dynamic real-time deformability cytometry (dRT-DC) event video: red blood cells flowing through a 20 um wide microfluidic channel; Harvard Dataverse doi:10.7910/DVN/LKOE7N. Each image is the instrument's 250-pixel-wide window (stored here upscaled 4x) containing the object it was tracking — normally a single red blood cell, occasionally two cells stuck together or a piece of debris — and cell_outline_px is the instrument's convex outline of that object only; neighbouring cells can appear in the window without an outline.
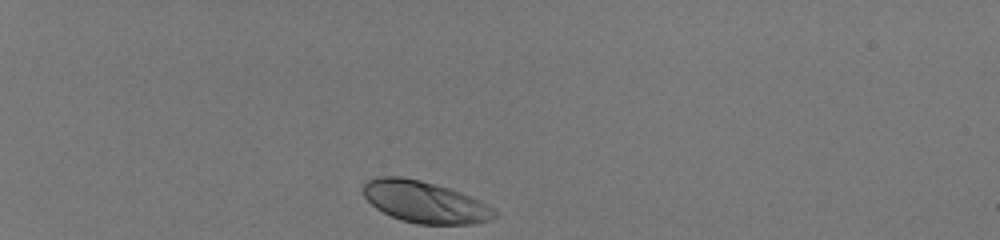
{"species": "human", "species_latin": "Homo sapiens", "temperature_condition": "room temperature", "stored_images_in_passage": 34, "camera_frame_rate_fps": 3000, "um_per_image_px": 0.085, "donor": {"sex": "male"}, "frame": {"image": 1, "passage_image": 1, "time_ms": 0.0, "image_size_px": [1000, 240], "cell_outline_px": [[496, 216], [488, 220], [472, 224], [416, 224], [400, 220], [376, 208], [364, 196], [364, 184], [368, 180], [380, 176], [400, 176], [420, 180], [448, 188], [460, 192], [480, 200], [496, 208]], "centroid_in_image_um": [36.13, 17.17], "position_along_channel_um": 48.9, "area_um2": 31.73}}
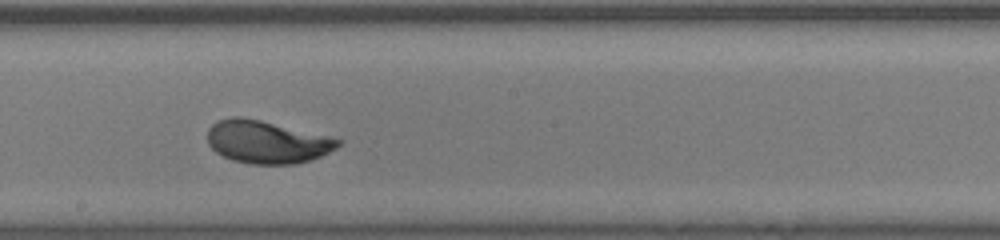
{"frame": {"image": 2, "passage_image": 19, "time_ms": 6.0, "image_size_px": [1000, 240], "cell_outline_px": [[344, 140], [336, 148], [320, 156], [296, 164], [252, 164], [232, 160], [216, 152], [208, 144], [208, 128], [216, 120], [232, 116], [240, 116], [260, 120]], "centroid_in_image_um": [22.64, 12.06], "position_along_channel_um": 225.6, "area_um2": 32.31}}
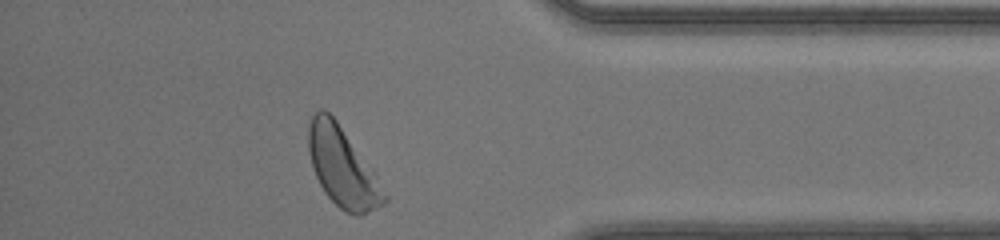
{"frame": {"image": 3, "passage_image": 33, "time_ms": 10.667, "image_size_px": [1000, 240], "cell_outline_px": [[388, 200], [384, 204], [356, 216], [344, 212], [324, 192], [312, 168], [308, 148], [308, 124], [312, 116], [320, 108], [324, 108], [336, 120], [376, 172], [388, 196]], "centroid_in_image_um": [29.12, 14.2], "position_along_channel_um": 406.1, "area_um2": 35.14}, "authors_computed_cell_mechanics": {"area_um2": 32.0501, "velocity_mm_per_s": 4.1197, "shape_relaxation_time_tau1_ms": 2.1226, "shape_relaxation_time_tau2_ms": null, "deformation_change_tau1": 0.1409, "deformation_change_tau2": null}}